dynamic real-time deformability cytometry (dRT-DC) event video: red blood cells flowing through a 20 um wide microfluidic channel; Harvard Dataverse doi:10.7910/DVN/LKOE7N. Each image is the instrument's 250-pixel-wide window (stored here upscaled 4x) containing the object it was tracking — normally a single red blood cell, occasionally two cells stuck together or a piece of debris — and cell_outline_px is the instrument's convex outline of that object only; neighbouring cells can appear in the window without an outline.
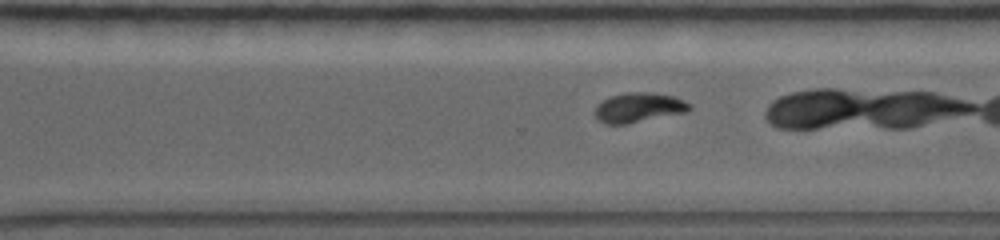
{"species": "common noctule bat (a hibernating species)", "species_latin": "Nyctalus noctula", "temperature_condition": "warm", "stored_images_in_passage": 21, "camera_frame_rate_fps": 5000, "um_per_image_px": 0.085, "animal": {"sex": "female", "body_mass_g": 19.0, "forearm_length_mm": 56.7}, "frame": {"image": 1, "passage_image": 15, "time_ms": 6.4, "image_size_px": [1000, 240], "cell_outline_px": [[692, 108], [684, 112], [628, 124], [604, 124], [596, 120], [596, 104], [608, 96], [628, 92], [648, 92], [672, 96], [684, 100], [692, 104]], "centroid_in_image_um": [54.25, 9.14], "position_along_channel_um": 316.3, "area_um2": 16.42}}